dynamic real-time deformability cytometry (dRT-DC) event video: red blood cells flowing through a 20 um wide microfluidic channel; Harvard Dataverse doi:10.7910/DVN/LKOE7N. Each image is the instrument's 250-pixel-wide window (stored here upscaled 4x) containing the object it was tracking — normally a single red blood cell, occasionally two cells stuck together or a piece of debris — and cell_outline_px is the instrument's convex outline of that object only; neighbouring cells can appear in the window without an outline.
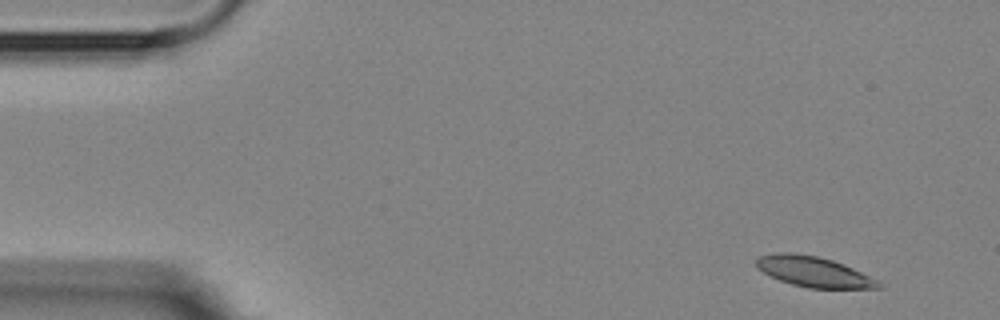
{"species": "Egyptian fruit bat (a non-hibernating species)", "species_latin": "Rousettus aegyptiacus", "temperature_condition": "room temperature", "stored_images_in_passage": 8, "camera_frame_rate_fps": 3000, "um_per_image_px": 0.085, "animal": {"sex": "female"}, "frame": {"image": 1, "passage_image": 1, "time_ms": 0.0, "image_size_px": [1000, 320], "cell_outline_px": [[884, 288], [808, 288], [792, 284], [780, 280], [756, 268], [752, 260], [760, 256], [776, 252], [792, 252], [816, 256], [832, 260], [844, 264], [880, 280], [884, 284]], "centroid_in_image_um": [69.18, 23.09], "position_along_channel_um": 15.8, "area_um2": 21.91}}
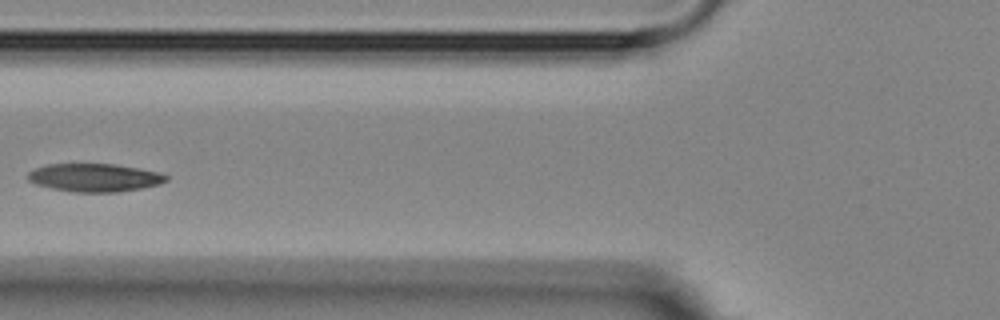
{"frame": {"image": 2, "passage_image": 5, "time_ms": 5.667, "image_size_px": [1000, 320], "cell_outline_px": [[168, 180], [160, 184], [140, 188], [116, 192], [72, 192], [52, 188], [36, 184], [28, 180], [24, 176], [28, 172], [36, 168], [48, 164], [116, 164], [140, 168], [156, 172], [168, 176]], "centroid_in_image_um": [8.01, 15.09], "position_along_channel_um": 117.8, "area_um2": 22.66}}
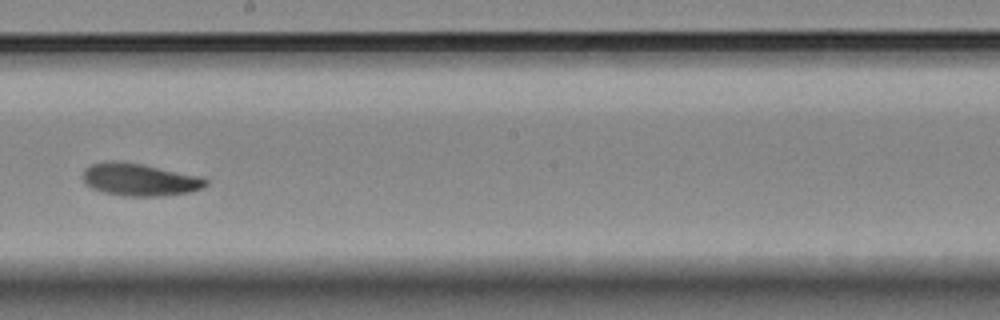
{"frame": {"image": 3, "passage_image": 8, "time_ms": 9.0, "image_size_px": [1000, 320], "cell_outline_px": [[208, 184], [204, 188], [188, 192], [164, 196], [120, 196], [104, 192], [92, 188], [84, 184], [80, 176], [84, 168], [92, 164], [140, 164], [200, 176], [208, 180]], "centroid_in_image_um": [11.89, 15.32], "position_along_channel_um": 236.3, "area_um2": 22.72}}